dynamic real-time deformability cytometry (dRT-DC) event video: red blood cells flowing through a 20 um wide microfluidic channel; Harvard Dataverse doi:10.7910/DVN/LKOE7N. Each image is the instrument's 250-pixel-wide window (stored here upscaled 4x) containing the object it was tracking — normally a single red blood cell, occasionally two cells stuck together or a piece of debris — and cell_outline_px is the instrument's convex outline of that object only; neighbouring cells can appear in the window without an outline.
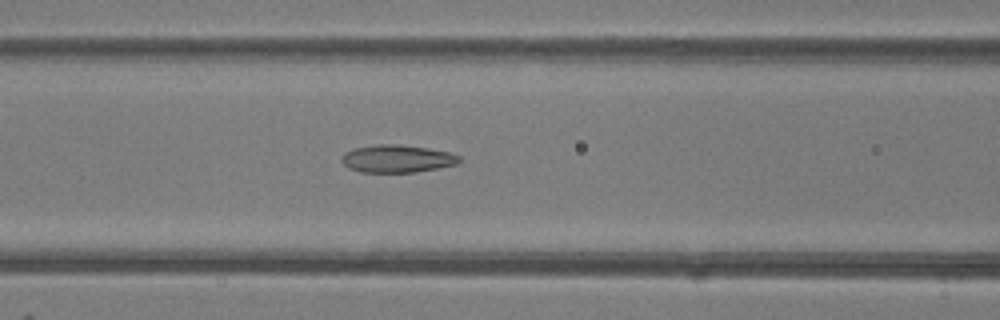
{"species": "common noctule bat (a hibernating species)", "species_latin": "Nyctalus noctula", "temperature_condition": "room temperature", "stored_images_in_passage": 39, "camera_frame_rate_fps": 3000, "um_per_image_px": 0.085, "animal": {"sex": "female"}, "frame": {"image": 1, "passage_image": 10, "time_ms": 3.0, "image_size_px": [1000, 320], "cell_outline_px": [[460, 160], [456, 164], [416, 172], [360, 172], [348, 168], [340, 160], [340, 156], [344, 152], [352, 148], [376, 144], [396, 144], [428, 148], [448, 152], [460, 156]], "centroid_in_image_um": [33.68, 13.48], "position_along_channel_um": 132.9, "area_um2": 19.02}}
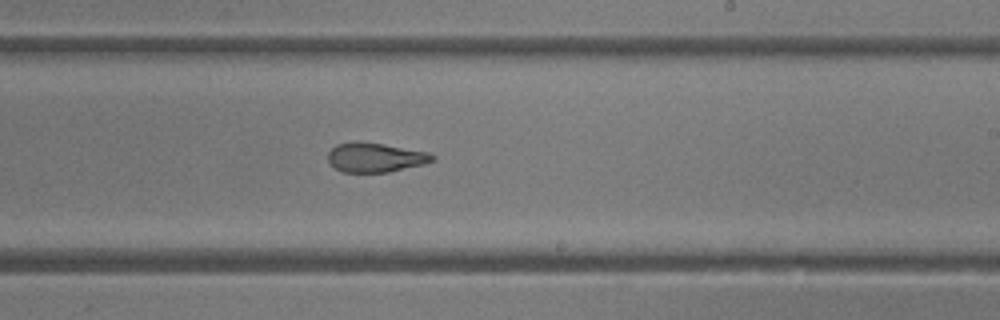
{"frame": {"image": 2, "passage_image": 19, "time_ms": 6.0, "image_size_px": [1000, 320], "cell_outline_px": [[436, 160], [424, 164], [388, 172], [344, 172], [336, 168], [328, 160], [328, 152], [336, 144], [356, 140], [384, 144], [428, 152], [436, 156]], "centroid_in_image_um": [31.91, 13.36], "position_along_channel_um": 257.1, "area_um2": 17.98}}
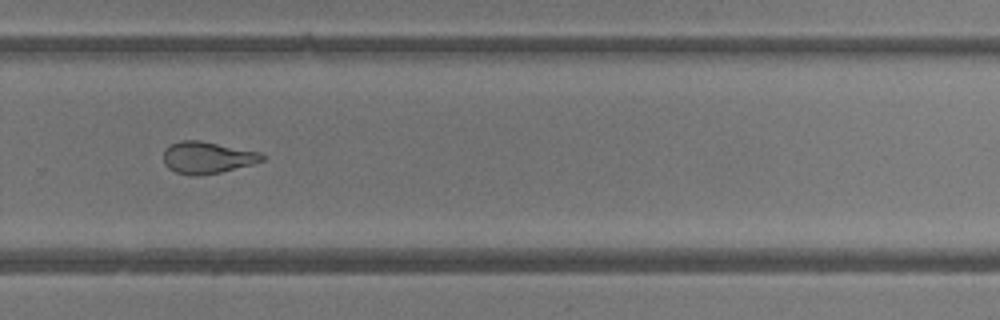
{"frame": {"image": 3, "passage_image": 23, "time_ms": 7.333, "image_size_px": [1000, 320], "cell_outline_px": [[264, 160], [252, 164], [220, 172], [196, 176], [176, 172], [168, 168], [164, 164], [164, 148], [180, 140], [200, 140], [260, 152], [264, 156]], "centroid_in_image_um": [17.6, 13.38], "position_along_channel_um": 312.2, "area_um2": 18.21}}